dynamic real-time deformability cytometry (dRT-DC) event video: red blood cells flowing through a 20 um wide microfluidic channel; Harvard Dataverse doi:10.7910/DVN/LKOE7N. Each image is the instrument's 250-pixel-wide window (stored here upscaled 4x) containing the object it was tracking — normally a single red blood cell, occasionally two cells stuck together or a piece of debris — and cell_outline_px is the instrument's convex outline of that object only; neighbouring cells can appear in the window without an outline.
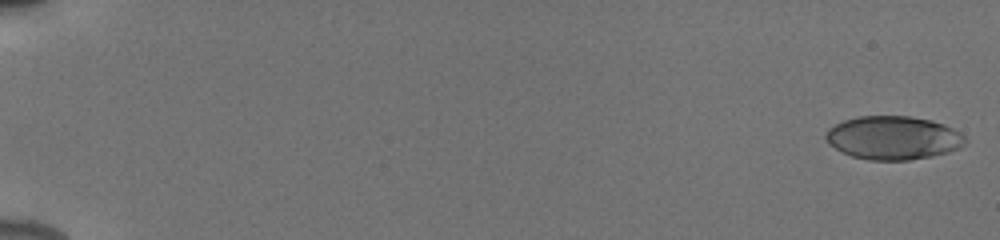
{"species": "human", "species_latin": "Homo sapiens", "temperature_condition": "cold", "stored_images_in_passage": 54, "camera_frame_rate_fps": 3000, "um_per_image_px": 0.085, "donor": {"sex": "male"}, "frame": {"image": 1, "passage_image": 1, "time_ms": 0.0, "image_size_px": [1000, 240], "cell_outline_px": [[968, 140], [960, 148], [948, 152], [932, 156], [908, 160], [868, 160], [852, 156], [828, 144], [824, 136], [828, 128], [844, 120], [856, 116], [912, 116], [932, 120], [944, 124], [960, 132]], "centroid_in_image_um": [75.93, 11.71], "position_along_channel_um": 9.1, "area_um2": 35.49}}
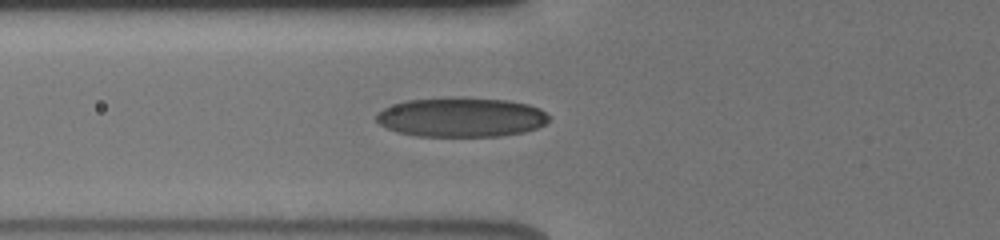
{"frame": {"image": 2, "passage_image": 22, "time_ms": 7.0, "image_size_px": [1000, 240], "cell_outline_px": [[548, 120], [544, 124], [536, 128], [524, 132], [496, 136], [416, 136], [396, 132], [380, 124], [376, 120], [376, 112], [384, 108], [408, 100], [448, 96], [464, 96], [508, 100], [528, 104], [540, 108], [548, 116]], "centroid_in_image_um": [39.19, 9.94], "position_along_channel_um": 86.6, "area_um2": 40.11}}
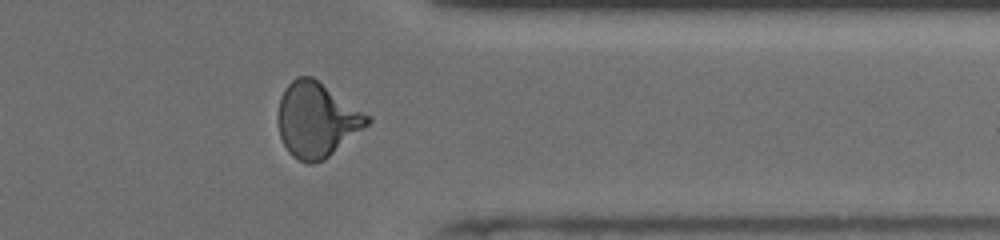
{"frame": {"image": 3, "passage_image": 45, "time_ms": 14.667, "image_size_px": [1000, 240], "cell_outline_px": [[372, 120], [368, 124], [324, 160], [312, 164], [308, 164], [292, 156], [288, 152], [280, 136], [276, 120], [276, 116], [280, 96], [284, 88], [296, 76], [312, 76], [372, 116]], "centroid_in_image_um": [26.89, 10.16], "position_along_channel_um": 384.5, "area_um2": 39.19}, "authors_computed_cell_mechanics": {"area_um2": 36.9631, "velocity_mm_per_s": 3.9251, "shape_relaxation_time_tau1_ms": 4.8074, "shape_relaxation_time_tau2_ms": 1.162, "deformation_change_tau1": 0.1623, "deformation_change_tau2": 0.0741}}